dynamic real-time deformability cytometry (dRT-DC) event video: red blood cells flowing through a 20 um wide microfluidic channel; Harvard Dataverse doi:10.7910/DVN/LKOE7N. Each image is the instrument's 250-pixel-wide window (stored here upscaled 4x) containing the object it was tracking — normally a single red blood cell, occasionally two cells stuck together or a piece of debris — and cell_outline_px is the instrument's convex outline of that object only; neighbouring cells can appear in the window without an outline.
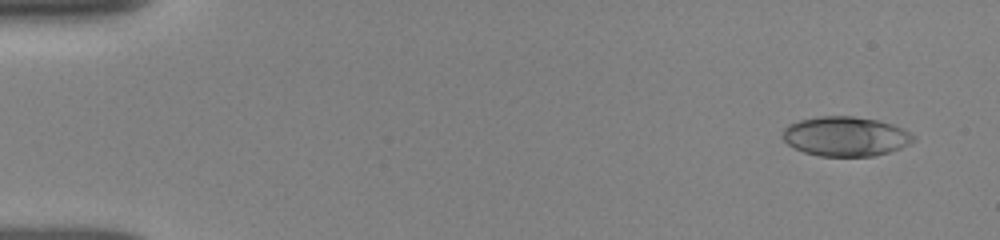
{"species": "human", "species_latin": "Homo sapiens", "temperature_condition": "room temperature", "stored_images_in_passage": 59, "camera_frame_rate_fps": 3000, "um_per_image_px": 0.085, "donor": {"sex": "female"}, "frame": {"image": 1, "passage_image": 2, "time_ms": 0.667, "image_size_px": [1000, 240], "cell_outline_px": [[916, 140], [900, 148], [876, 156], [820, 156], [804, 152], [788, 144], [784, 140], [784, 128], [788, 124], [800, 120], [820, 116], [852, 116], [876, 120], [892, 124], [904, 128], [916, 136]], "centroid_in_image_um": [71.91, 11.59], "position_along_channel_um": 13.1, "area_um2": 30.11}}
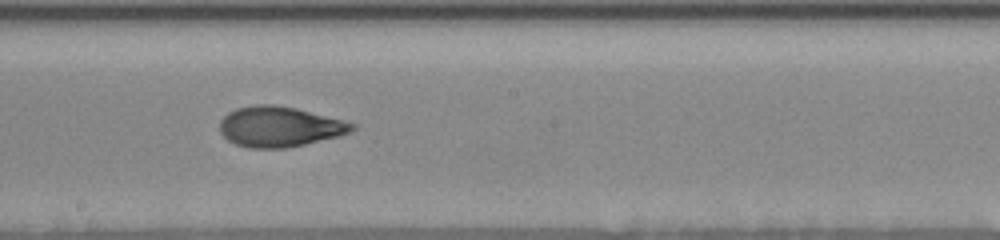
{"frame": {"image": 2, "passage_image": 28, "time_ms": 9.333, "image_size_px": [1000, 240], "cell_outline_px": [[356, 128], [340, 136], [304, 144], [284, 148], [248, 148], [236, 144], [228, 140], [220, 132], [220, 120], [228, 112], [236, 108], [256, 104], [272, 104], [296, 108], [356, 124]], "centroid_in_image_um": [23.73, 10.76], "position_along_channel_um": 224.5, "area_um2": 30.92}}
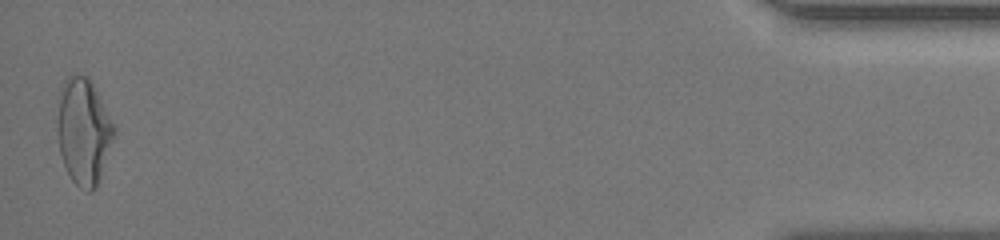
{"frame": {"image": 3, "passage_image": 58, "time_ms": 16.667, "image_size_px": [1000, 240], "cell_outline_px": [[116, 132], [96, 184], [92, 192], [88, 192], [80, 188], [72, 180], [64, 164], [60, 152], [56, 132], [56, 120], [60, 88], [64, 80], [68, 76], [76, 72], [88, 76], [116, 128]], "centroid_in_image_um": [7.06, 11.1], "position_along_channel_um": 428.1, "area_um2": 35.03}, "authors_computed_cell_mechanics": {"area_um2": 30.8074, "velocity_mm_per_s": 3.9099, "shape_relaxation_time_tau1_ms": 7.6977, "shape_relaxation_time_tau2_ms": 1.5376, "deformation_change_tau1": 0.236, "deformation_change_tau2": 0.0828}}